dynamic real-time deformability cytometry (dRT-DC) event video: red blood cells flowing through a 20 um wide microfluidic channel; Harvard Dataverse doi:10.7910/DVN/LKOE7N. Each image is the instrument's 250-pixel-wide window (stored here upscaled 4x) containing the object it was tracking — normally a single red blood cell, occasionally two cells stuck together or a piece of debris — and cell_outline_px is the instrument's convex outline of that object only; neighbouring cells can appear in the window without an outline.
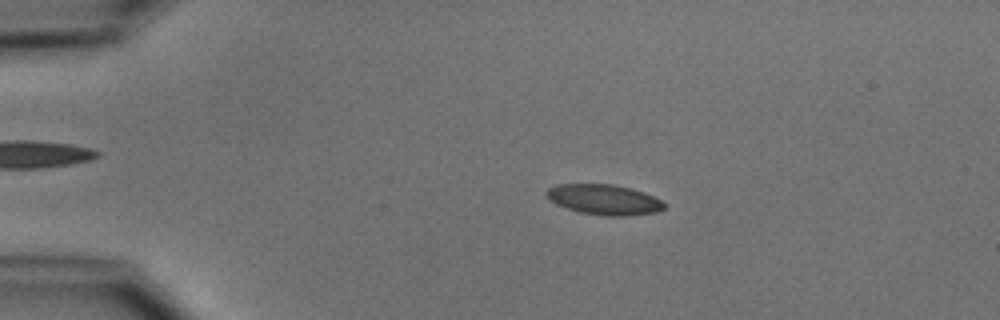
{"species": "common noctule bat (a hibernating species)", "species_latin": "Nyctalus noctula", "temperature_condition": "cold", "stored_images_in_passage": 51, "camera_frame_rate_fps": 3000, "um_per_image_px": 0.085, "animal": {"sex": "male", "body_mass_g": 15.6}, "frame": {"image": 1, "passage_image": 10, "time_ms": 3.0, "image_size_px": [1000, 320], "cell_outline_px": [[668, 204], [664, 208], [656, 212], [624, 216], [608, 216], [580, 212], [556, 204], [548, 200], [544, 196], [544, 192], [548, 188], [556, 184], [612, 184], [644, 192]], "centroid_in_image_um": [51.3, 16.96], "position_along_channel_um": 33.7, "area_um2": 20.81}}
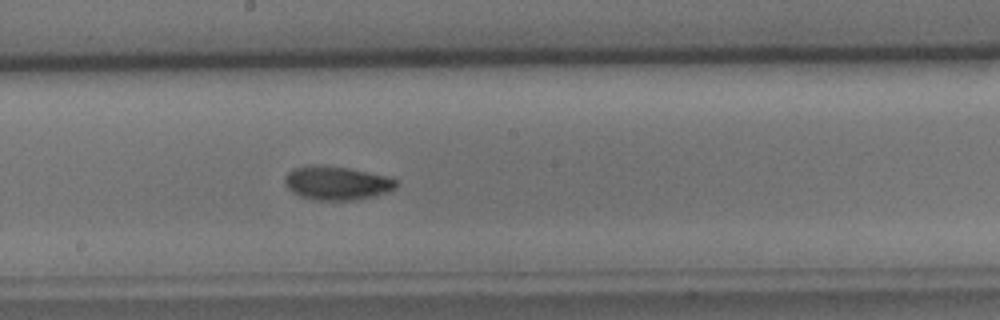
{"frame": {"image": 2, "passage_image": 28, "time_ms": 9.0, "image_size_px": [1000, 320], "cell_outline_px": [[400, 184], [396, 188], [372, 196], [352, 200], [316, 200], [300, 196], [292, 192], [284, 184], [284, 176], [292, 168], [316, 164], [348, 168], [368, 172], [384, 176], [396, 180]], "centroid_in_image_um": [28.57, 15.55], "position_along_channel_um": 219.6, "area_um2": 21.79}}
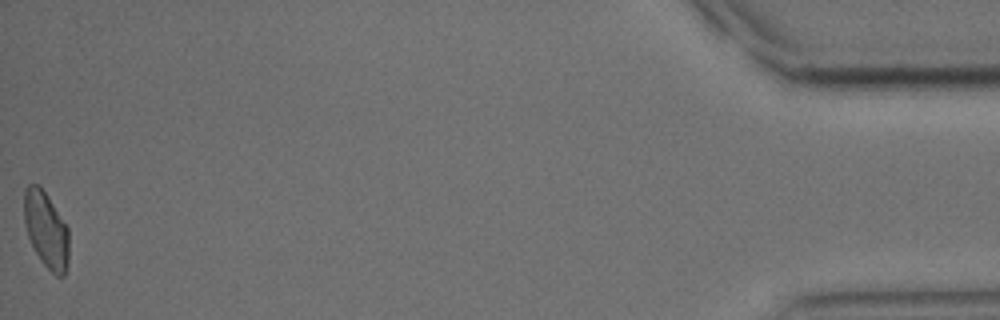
{"frame": {"image": 3, "passage_image": 51, "time_ms": 16.667, "image_size_px": [1000, 320], "cell_outline_px": [[68, 264], [64, 276], [56, 276], [44, 264], [36, 252], [28, 236], [24, 224], [24, 192], [28, 184], [40, 184], [48, 196], [68, 228]], "centroid_in_image_um": [3.92, 19.51], "position_along_channel_um": 431.3, "area_um2": 19.83}, "authors_computed_cell_mechanics": {"area_um2": 20.519, "velocity_mm_per_s": 3.927, "shape_relaxation_time_tau1_ms": 4.1765, "shape_relaxation_time_tau2_ms": 2.0903, "deformation_change_tau1": 0.1167, "deformation_change_tau2": 0.0579}}